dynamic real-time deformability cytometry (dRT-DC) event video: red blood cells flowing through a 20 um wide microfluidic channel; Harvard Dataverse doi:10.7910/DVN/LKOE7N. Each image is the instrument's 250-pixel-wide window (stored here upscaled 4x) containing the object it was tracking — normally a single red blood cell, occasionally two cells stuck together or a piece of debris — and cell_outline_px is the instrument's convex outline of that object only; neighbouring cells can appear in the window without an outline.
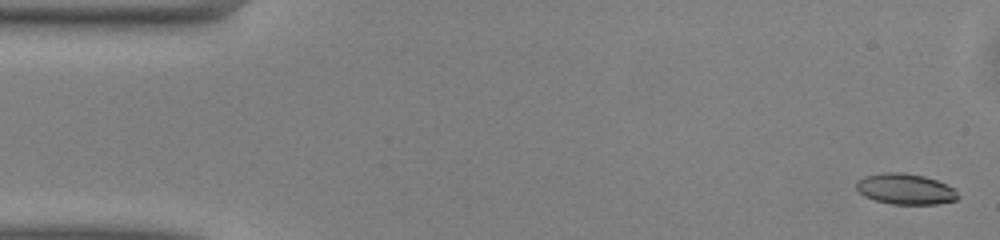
{"species": "common noctule bat (a hibernating species)", "species_latin": "Nyctalus noctula", "temperature_condition": "warm", "stored_images_in_passage": 49, "camera_frame_rate_fps": 3000, "um_per_image_px": 0.085, "animal": {"sex": "male", "body_mass_g": 13.0, "forearm_length_mm": 53.1}, "frame": {"image": 1, "passage_image": 1, "time_ms": 0.0, "image_size_px": [1000, 240], "cell_outline_px": [[960, 196], [956, 200], [936, 204], [892, 204], [876, 200], [864, 196], [856, 188], [856, 180], [864, 176], [884, 172], [904, 172], [924, 176], [936, 180], [956, 188]], "centroid_in_image_um": [76.97, 16.06], "position_along_channel_um": 8.0, "area_um2": 18.38}}
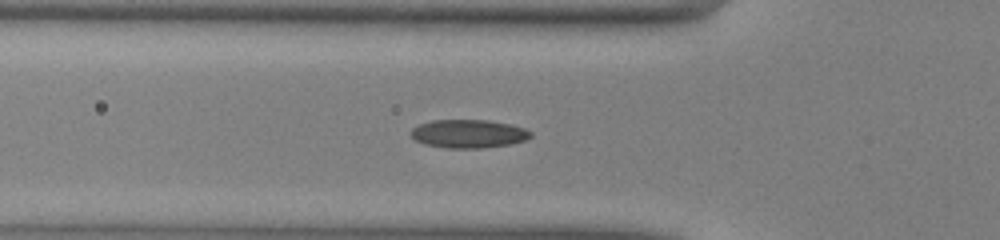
{"frame": {"image": 2, "passage_image": 16, "time_ms": 5.0, "image_size_px": [1000, 240], "cell_outline_px": [[532, 136], [524, 140], [508, 144], [480, 148], [448, 148], [424, 144], [416, 140], [408, 132], [412, 128], [420, 124], [432, 120], [488, 120], [512, 124], [524, 128], [532, 132]], "centroid_in_image_um": [39.81, 11.36], "position_along_channel_um": 86.0, "area_um2": 19.77}}
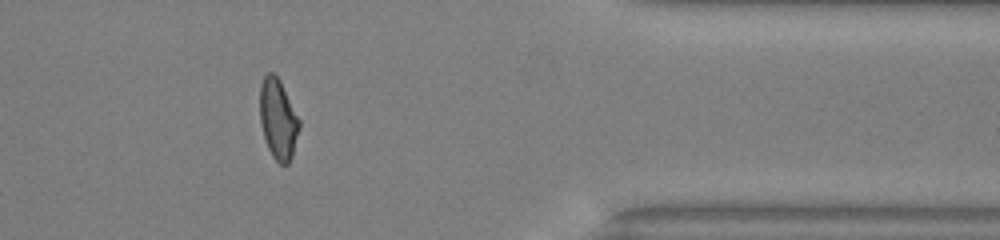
{"frame": {"image": 3, "passage_image": 40, "time_ms": 13.0, "image_size_px": [1000, 240], "cell_outline_px": [[300, 128], [292, 156], [288, 164], [280, 164], [272, 156], [268, 148], [264, 136], [260, 120], [260, 84], [264, 76], [268, 72], [272, 72], [280, 80], [300, 120]], "centroid_in_image_um": [23.64, 10.12], "position_along_channel_um": 387.8, "area_um2": 18.38}, "authors_computed_cell_mechanics": {"area_um2": 18.8428, "velocity_mm_per_s": 4.0949, "shape_relaxation_time_tau1_ms": 4.2604, "shape_relaxation_time_tau2_ms": 1.2255, "deformation_change_tau1": 0.1577, "deformation_change_tau2": 0.0603}}